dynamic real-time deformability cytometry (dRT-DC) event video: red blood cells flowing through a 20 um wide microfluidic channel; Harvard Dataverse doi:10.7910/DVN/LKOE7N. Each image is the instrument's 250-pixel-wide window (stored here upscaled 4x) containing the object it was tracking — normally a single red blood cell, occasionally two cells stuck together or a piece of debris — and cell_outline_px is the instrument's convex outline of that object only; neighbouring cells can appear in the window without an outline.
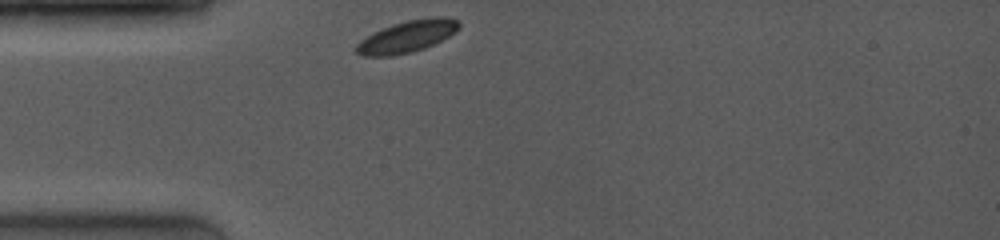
{"species": "common noctule bat (a hibernating species)", "species_latin": "Nyctalus noctula", "temperature_condition": "room temperature", "stored_images_in_passage": 30, "camera_frame_rate_fps": 4000, "um_per_image_px": 0.085, "animal": {"sex": "female", "body_mass_g": 19.0, "forearm_length_mm": 53.3}, "frame": {"image": 1, "passage_image": 1, "time_ms": 0.0, "image_size_px": [1000, 240], "cell_outline_px": [[460, 28], [456, 32], [424, 48], [412, 52], [392, 56], [364, 56], [356, 52], [356, 44], [360, 40], [372, 32], [392, 24], [408, 20], [432, 16], [448, 16], [456, 20], [460, 24]], "centroid_in_image_um": [34.6, 3.09], "position_along_channel_um": 50.4, "area_um2": 19.13}}
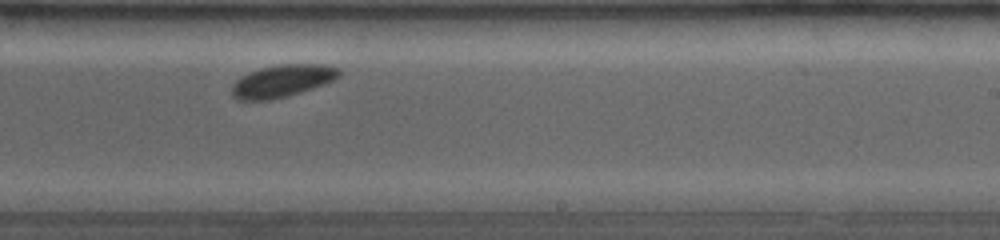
{"frame": {"image": 2, "passage_image": 18, "time_ms": 5.75, "image_size_px": [1000, 240], "cell_outline_px": [[340, 76], [324, 84], [288, 96], [272, 100], [236, 100], [232, 96], [232, 84], [236, 80], [260, 68], [276, 64], [324, 64], [340, 68]], "centroid_in_image_um": [24.0, 6.88], "position_along_channel_um": 265.0, "area_um2": 20.17}}
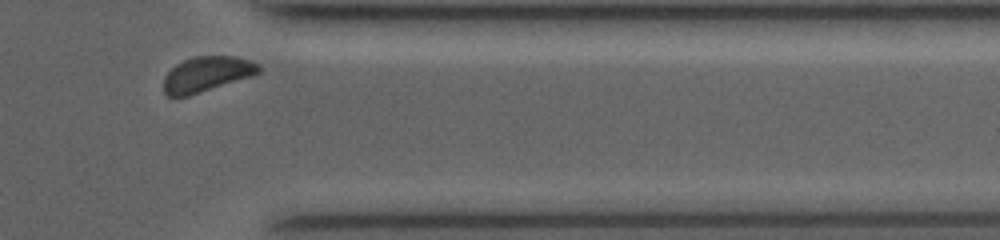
{"frame": {"image": 3, "passage_image": 28, "time_ms": 9.0, "image_size_px": [1000, 240], "cell_outline_px": [[260, 72], [252, 76], [188, 96], [168, 96], [164, 92], [164, 76], [176, 64], [184, 60], [196, 56], [232, 56], [248, 60], [260, 64]], "centroid_in_image_um": [17.57, 6.3], "position_along_channel_um": 393.8, "area_um2": 19.31}}